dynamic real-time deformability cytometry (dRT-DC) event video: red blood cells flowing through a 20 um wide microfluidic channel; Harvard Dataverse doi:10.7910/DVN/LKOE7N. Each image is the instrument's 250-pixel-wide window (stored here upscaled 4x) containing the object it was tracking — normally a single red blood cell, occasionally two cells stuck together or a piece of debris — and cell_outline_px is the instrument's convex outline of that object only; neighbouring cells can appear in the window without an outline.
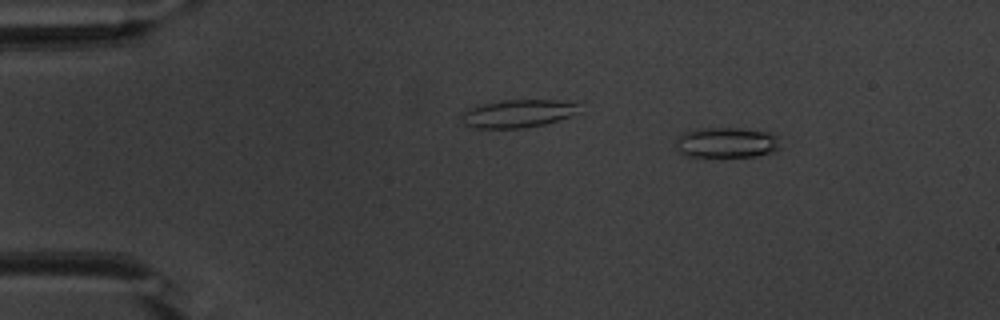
{"species": "common noctule bat (a hibernating species)", "species_latin": "Nyctalus noctula", "temperature_condition": "warm", "stored_images_in_passage": 53, "camera_frame_rate_fps": 3000, "um_per_image_px": 0.085, "animal": {"sex": "male", "body_mass_g": 20.1, "forearm_length_mm": 53.5}, "frame": {"image": 1, "passage_image": 7, "time_ms": 2.0, "image_size_px": [1000, 320], "cell_outline_px": [[784, 148], [772, 152], [756, 156], [688, 156], [680, 152], [676, 144], [676, 140], [684, 132], [704, 128], [740, 128], [768, 132], [780, 136]], "centroid_in_image_um": [61.88, 12.11], "position_along_channel_um": 23.1, "area_um2": 18.67}}
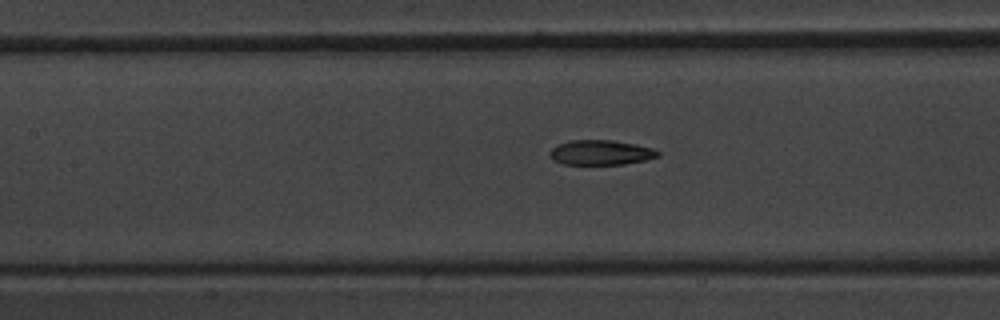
{"frame": {"image": 2, "passage_image": 24, "time_ms": 7.667, "image_size_px": [1000, 320], "cell_outline_px": [[660, 156], [644, 160], [624, 164], [564, 164], [552, 160], [548, 152], [556, 144], [568, 140], [612, 140], [636, 144], [652, 148], [660, 152]], "centroid_in_image_um": [51.03, 12.95], "position_along_channel_um": 156.4, "area_um2": 15.78}}
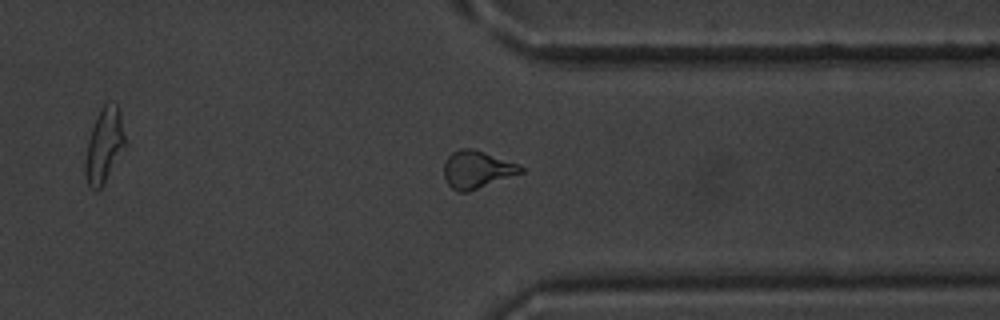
{"frame": {"image": 3, "passage_image": 41, "time_ms": 13.333, "image_size_px": [1000, 320], "cell_outline_px": [[524, 172], [468, 192], [456, 192], [444, 180], [444, 164], [448, 156], [452, 152], [460, 148], [472, 148], [520, 164], [524, 168]], "centroid_in_image_um": [40.54, 14.41], "position_along_channel_um": 370.9, "area_um2": 16.94}, "authors_computed_cell_mechanics": {"area_um2": 16.7042, "velocity_mm_per_s": 3.8102, "shape_relaxation_time_tau1_ms": 6.0886, "shape_relaxation_time_tau2_ms": 3.4797, "deformation_change_tau1": 0.1656, "deformation_change_tau2": 0.1225}}